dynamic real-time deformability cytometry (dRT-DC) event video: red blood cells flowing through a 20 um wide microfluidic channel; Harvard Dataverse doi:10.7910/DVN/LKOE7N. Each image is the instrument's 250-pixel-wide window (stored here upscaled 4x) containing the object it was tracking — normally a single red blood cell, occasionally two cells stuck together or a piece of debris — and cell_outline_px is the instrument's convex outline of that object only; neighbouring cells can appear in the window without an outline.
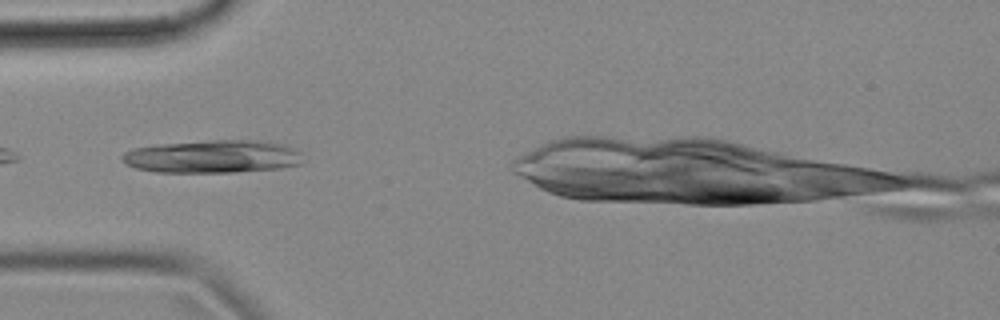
{"species": "common noctule bat (a hibernating species)", "species_latin": "Nyctalus noctula", "temperature_condition": "cold", "stored_images_in_passage": 8, "camera_frame_rate_fps": 3000, "um_per_image_px": 0.085, "animal": {"sex": "female", "body_mass_g": 18.4}, "frame": {"image": 1, "passage_image": 2, "time_ms": 0.333, "image_size_px": [1000, 320], "cell_outline_px": [[304, 160], [300, 164], [280, 168], [236, 172], [156, 172], [136, 168], [124, 164], [120, 160], [120, 156], [124, 152], [132, 148], [156, 144], [212, 140], [260, 140], [292, 148], [300, 152]], "centroid_in_image_um": [18.0, 13.31], "position_along_channel_um": 67.0, "area_um2": 34.85}}